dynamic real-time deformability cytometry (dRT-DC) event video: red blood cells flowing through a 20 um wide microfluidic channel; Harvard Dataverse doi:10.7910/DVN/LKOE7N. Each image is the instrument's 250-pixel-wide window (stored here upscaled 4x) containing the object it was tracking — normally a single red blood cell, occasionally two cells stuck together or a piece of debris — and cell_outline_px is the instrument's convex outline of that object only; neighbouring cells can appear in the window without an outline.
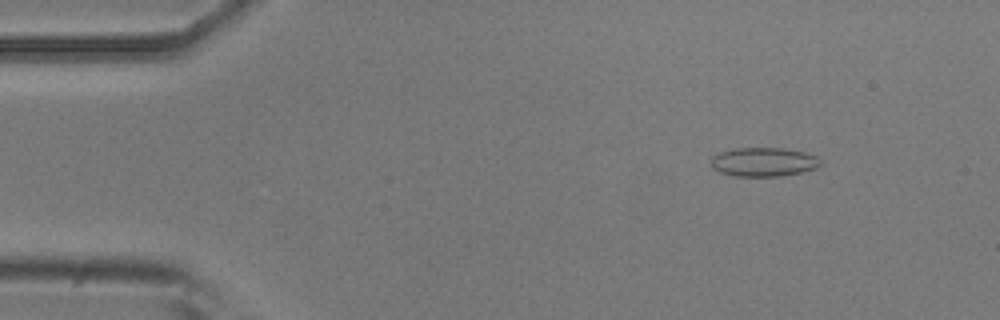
{"species": "common noctule bat (a hibernating species)", "species_latin": "Nyctalus noctula", "temperature_condition": "room temperature", "stored_images_in_passage": 49, "camera_frame_rate_fps": 3000, "um_per_image_px": 0.085, "animal": {"sex": "male", "body_mass_g": 20.5, "forearm_length_mm": 52.5}, "frame": {"image": 1, "passage_image": 6, "time_ms": 1.667, "image_size_px": [1000, 320], "cell_outline_px": [[824, 164], [816, 168], [800, 172], [780, 176], [736, 176], [720, 172], [712, 168], [712, 156], [720, 152], [736, 148], [784, 148], [804, 152], [816, 156]], "centroid_in_image_um": [64.93, 13.76], "position_along_channel_um": 20.1, "area_um2": 18.44}}
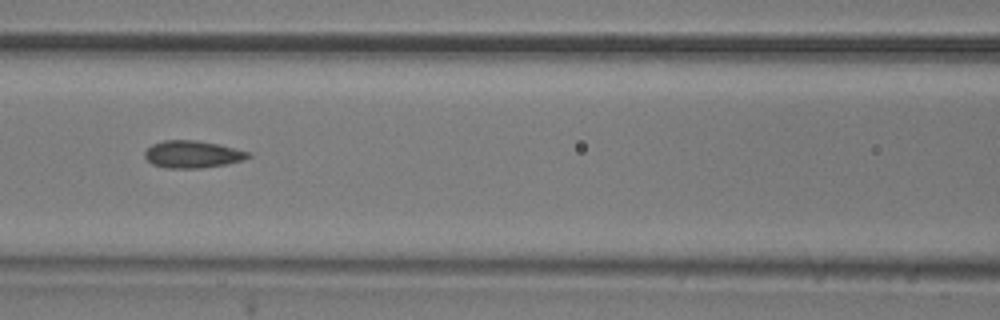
{"frame": {"image": 2, "passage_image": 22, "time_ms": 7.0, "image_size_px": [1000, 320], "cell_outline_px": [[252, 156], [228, 164], [200, 168], [164, 168], [152, 164], [144, 156], [144, 152], [152, 144], [164, 140], [196, 140], [220, 144], [252, 152]], "centroid_in_image_um": [16.38, 13.11], "position_along_channel_um": 150.2, "area_um2": 16.59}}
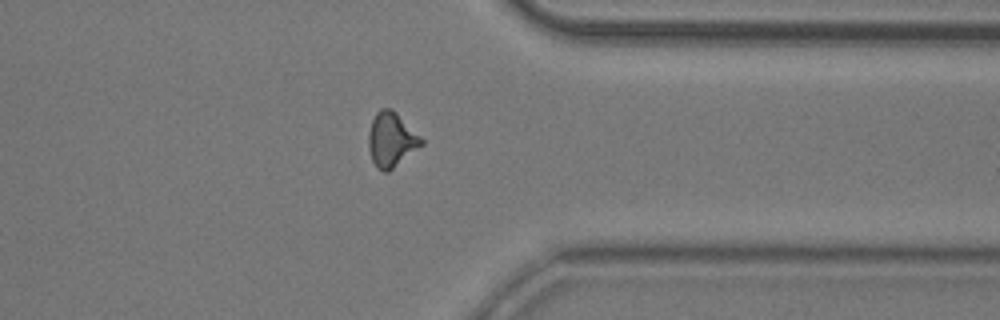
{"frame": {"image": 3, "passage_image": 40, "time_ms": 13.0, "image_size_px": [1000, 320], "cell_outline_px": [[424, 144], [388, 172], [384, 172], [376, 168], [372, 160], [368, 148], [368, 132], [372, 120], [376, 112], [380, 108], [392, 108], [424, 140]], "centroid_in_image_um": [33.25, 11.87], "position_along_channel_um": 378.2, "area_um2": 16.88}}